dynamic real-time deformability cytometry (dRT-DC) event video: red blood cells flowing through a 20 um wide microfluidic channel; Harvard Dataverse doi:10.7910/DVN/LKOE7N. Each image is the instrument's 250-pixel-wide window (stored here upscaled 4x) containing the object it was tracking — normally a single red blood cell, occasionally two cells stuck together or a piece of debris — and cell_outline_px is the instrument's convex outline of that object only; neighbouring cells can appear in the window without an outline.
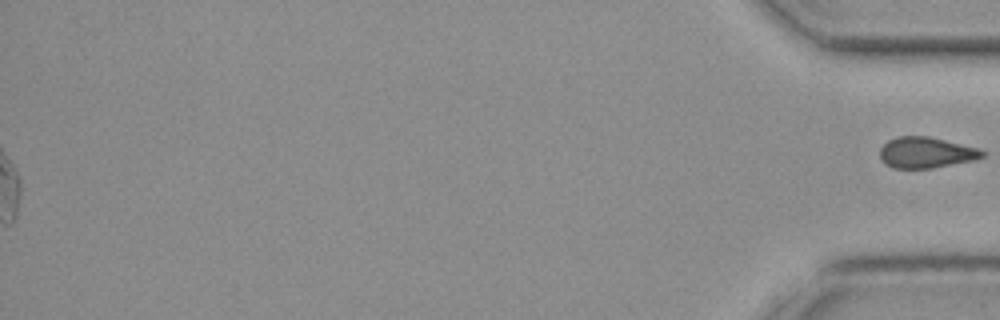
{"species": "common noctule bat (a hibernating species)", "species_latin": "Nyctalus noctula", "temperature_condition": "cold", "stored_images_in_passage": 39, "segment_of_instrument_passage": [2, 2], "camera_frame_rate_fps": 3000, "um_per_image_px": 0.085, "animal": {"sex": "female", "body_mass_g": 19.3, "forearm_length_mm": 54.1}, "frame": {"image": 1, "passage_image": 39, "time_ms": 12.667, "image_size_px": [1000, 320], "cell_outline_px": [[984, 156], [972, 160], [932, 168], [892, 168], [884, 164], [880, 160], [880, 148], [888, 140], [896, 136], [928, 136], [980, 148], [984, 152]], "centroid_in_image_um": [78.67, 12.96], "position_along_channel_um": 356.5, "area_um2": 18.5}}